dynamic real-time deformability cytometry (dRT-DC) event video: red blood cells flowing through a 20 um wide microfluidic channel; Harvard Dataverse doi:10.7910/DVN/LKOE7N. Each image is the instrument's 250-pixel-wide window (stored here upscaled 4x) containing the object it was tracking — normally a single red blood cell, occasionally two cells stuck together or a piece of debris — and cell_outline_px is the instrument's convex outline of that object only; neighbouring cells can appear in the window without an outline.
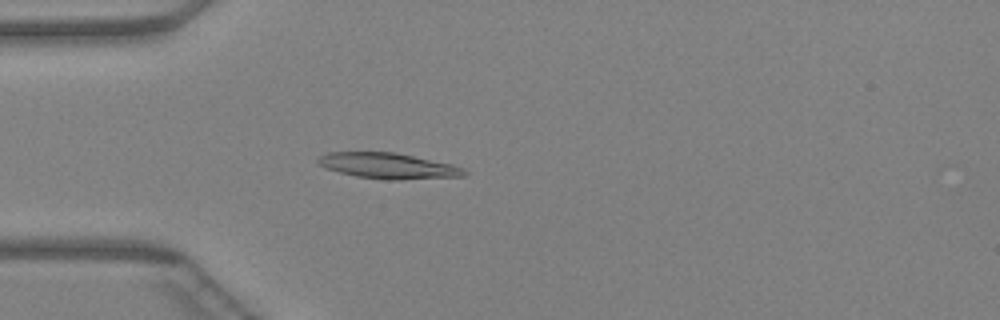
{"species": "Egyptian fruit bat (a non-hibernating species)", "species_latin": "Rousettus aegyptiacus", "temperature_condition": "warm", "stored_images_in_passage": 38, "camera_frame_rate_fps": 3000, "um_per_image_px": 0.085, "animal": {"sex": "female"}, "frame": {"image": 1, "passage_image": 5, "time_ms": 1.333, "image_size_px": [1000, 320], "cell_outline_px": [[468, 176], [396, 180], [388, 180], [356, 176], [340, 172], [328, 168], [320, 164], [316, 160], [320, 156], [328, 152], [396, 152], [452, 164], [464, 168], [468, 172]], "centroid_in_image_um": [33.07, 14.09], "position_along_channel_um": 51.9, "area_um2": 21.91}}
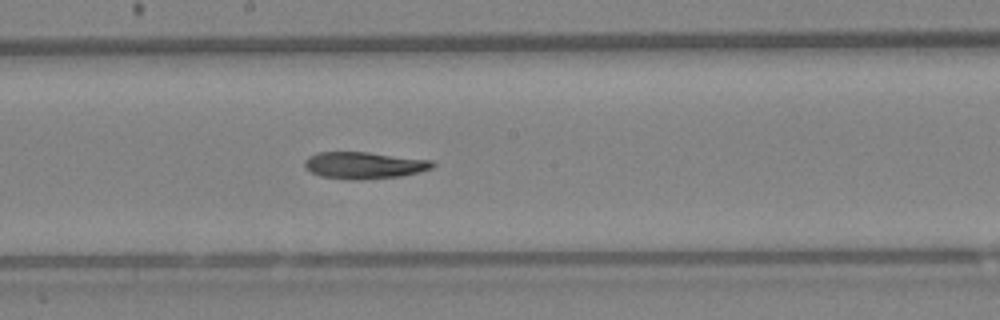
{"frame": {"image": 2, "passage_image": 17, "time_ms": 5.333, "image_size_px": [1000, 320], "cell_outline_px": [[436, 164], [432, 168], [420, 172], [400, 176], [360, 180], [352, 180], [320, 176], [304, 168], [304, 160], [308, 156], [316, 152], [368, 152], [432, 160]], "centroid_in_image_um": [30.93, 14.05], "position_along_channel_um": 217.3, "area_um2": 20.17}}
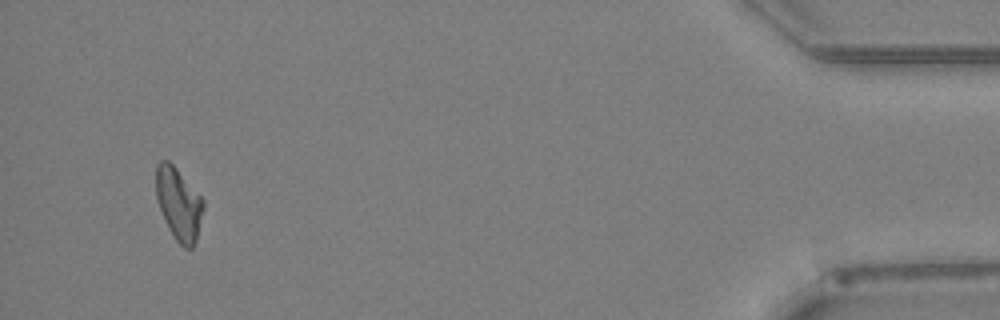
{"frame": {"image": 3, "passage_image": 36, "time_ms": 11.667, "image_size_px": [1000, 320], "cell_outline_px": [[204, 208], [196, 240], [192, 248], [184, 248], [176, 240], [168, 228], [160, 208], [156, 196], [156, 164], [160, 160], [168, 160], [176, 168], [204, 200]], "centroid_in_image_um": [15.19, 17.32], "position_along_channel_um": 420.0, "area_um2": 19.77}}